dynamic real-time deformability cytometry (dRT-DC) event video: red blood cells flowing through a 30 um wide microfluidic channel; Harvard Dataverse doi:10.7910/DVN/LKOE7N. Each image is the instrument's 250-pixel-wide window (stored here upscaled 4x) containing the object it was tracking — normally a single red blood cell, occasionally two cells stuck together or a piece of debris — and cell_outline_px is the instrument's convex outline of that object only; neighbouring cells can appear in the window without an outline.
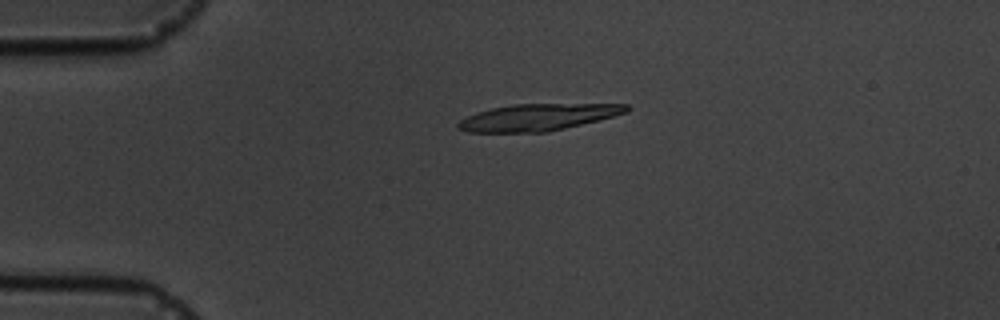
{"species": "common noctule bat (a hibernating species)", "species_latin": "Nyctalus noctula", "temperature_condition": "cold", "stored_images_in_passage": 5, "camera_frame_rate_fps": 3000, "um_per_image_px": 0.085, "animal": {"sex": "male", "body_mass_g": 19.5, "forearm_length_mm": 54.6}, "frame": {"image": 1, "passage_image": 4, "time_ms": 3.667, "image_size_px": [1000, 320], "cell_outline_px": [[632, 108], [628, 112], [548, 132], [468, 132], [456, 128], [456, 124], [460, 120], [476, 112], [492, 108], [512, 104], [628, 104]], "centroid_in_image_um": [45.69, 9.96], "position_along_channel_um": 39.3, "area_um2": 26.07}}